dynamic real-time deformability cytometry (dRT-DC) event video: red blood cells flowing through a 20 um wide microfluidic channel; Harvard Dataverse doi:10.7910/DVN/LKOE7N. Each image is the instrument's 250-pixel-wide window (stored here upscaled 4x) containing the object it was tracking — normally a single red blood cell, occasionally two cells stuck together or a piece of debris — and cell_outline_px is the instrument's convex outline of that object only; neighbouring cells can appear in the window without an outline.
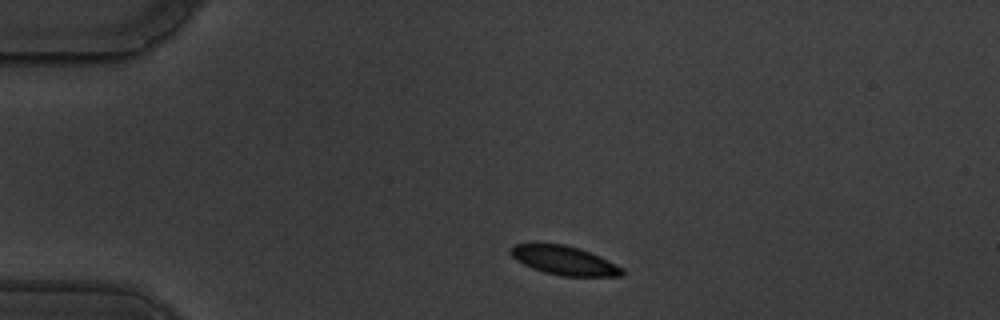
{"species": "common noctule bat (a hibernating species)", "species_latin": "Nyctalus noctula", "temperature_condition": "warm", "stored_images_in_passage": 47, "camera_frame_rate_fps": 3000, "um_per_image_px": 0.085, "animal": {"sex": "male", "body_mass_g": 19.5, "forearm_length_mm": 54.6}, "frame": {"image": 1, "passage_image": 2, "time_ms": 0.333, "image_size_px": [1000, 320], "cell_outline_px": [[624, 272], [620, 276], [564, 276], [544, 272], [532, 268], [516, 260], [508, 252], [508, 248], [512, 244], [564, 244], [580, 248], [608, 260], [624, 268]], "centroid_in_image_um": [47.93, 22.13], "position_along_channel_um": 37.1, "area_um2": 18.79}}
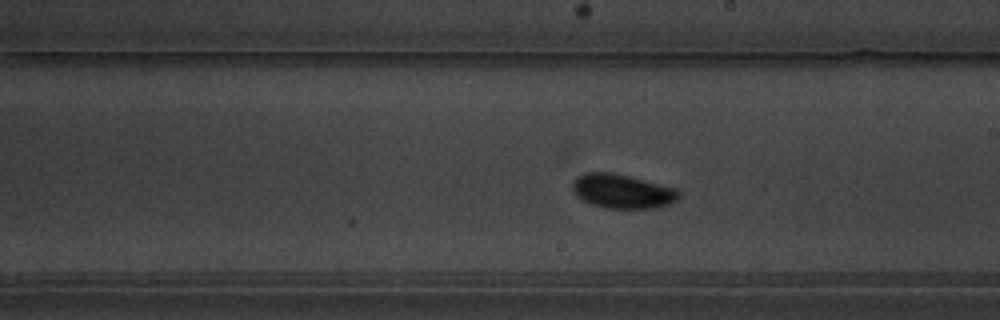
{"frame": {"image": 2, "passage_image": 23, "time_ms": 7.333, "image_size_px": [1000, 320], "cell_outline_px": [[680, 196], [676, 200], [668, 204], [656, 208], [604, 208], [592, 204], [576, 196], [572, 188], [572, 180], [576, 176], [584, 172], [612, 172], [676, 188], [680, 192]], "centroid_in_image_um": [52.86, 16.25], "position_along_channel_um": 236.1, "area_um2": 21.21}}
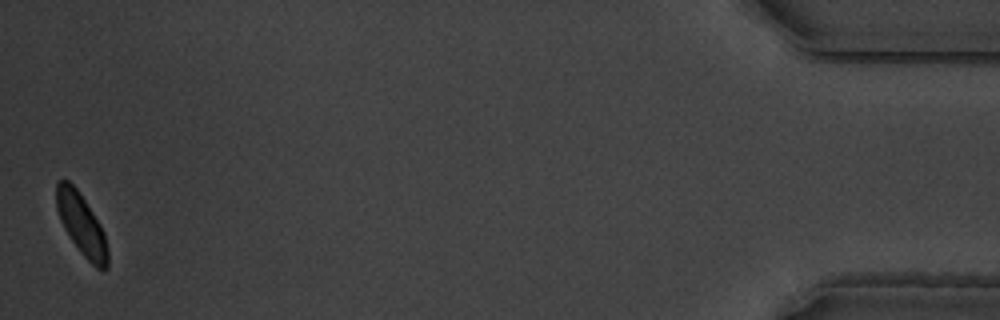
{"frame": {"image": 3, "passage_image": 47, "time_ms": 15.333, "image_size_px": [1000, 320], "cell_outline_px": [[108, 268], [104, 272], [96, 268], [80, 252], [64, 228], [60, 220], [56, 208], [56, 184], [60, 180], [68, 180], [80, 192], [100, 224], [104, 232], [108, 248]], "centroid_in_image_um": [6.94, 19.1], "position_along_channel_um": 428.3, "area_um2": 18.5}, "authors_computed_cell_mechanics": {"area_um2": 19.4786, "velocity_mm_per_s": 3.4651, "shape_relaxation_time_tau1_ms": 4.1611, "shape_relaxation_time_tau2_ms": null, "deformation_change_tau1": 0.1271, "deformation_change_tau2": null}}